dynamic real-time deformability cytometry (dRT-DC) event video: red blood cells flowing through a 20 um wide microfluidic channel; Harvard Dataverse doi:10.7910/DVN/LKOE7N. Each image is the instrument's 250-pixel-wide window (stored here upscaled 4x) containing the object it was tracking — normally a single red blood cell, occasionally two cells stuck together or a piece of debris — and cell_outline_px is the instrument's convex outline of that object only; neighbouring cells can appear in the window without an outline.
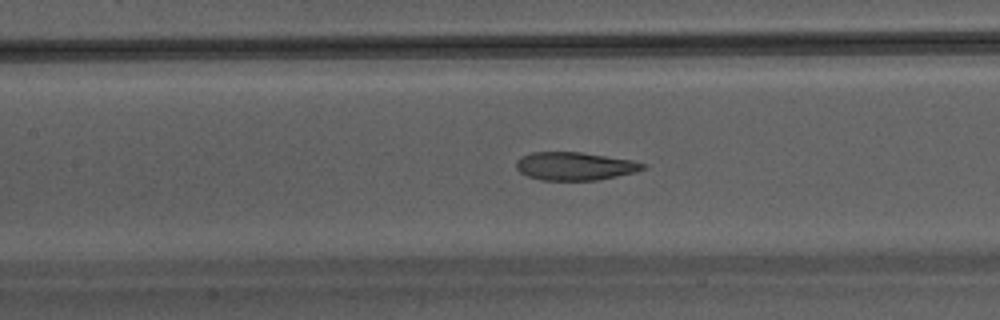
{"species": "Egyptian fruit bat (a non-hibernating species)", "species_latin": "Rousettus aegyptiacus", "temperature_condition": "warm", "stored_images_in_passage": 47, "segment_of_instrument_passage": [1, 2], "camera_frame_rate_fps": 3000, "um_per_image_px": 0.085, "animal": {"sex": "male"}, "frame": {"image": 1, "passage_image": 22, "time_ms": 7.0, "image_size_px": [1000, 320], "cell_outline_px": [[648, 168], [636, 172], [596, 180], [540, 180], [528, 176], [520, 172], [516, 168], [516, 160], [520, 156], [532, 152], [580, 152], [632, 160], [648, 164]], "centroid_in_image_um": [48.87, 14.12], "position_along_channel_um": 158.5, "area_um2": 20.87}}
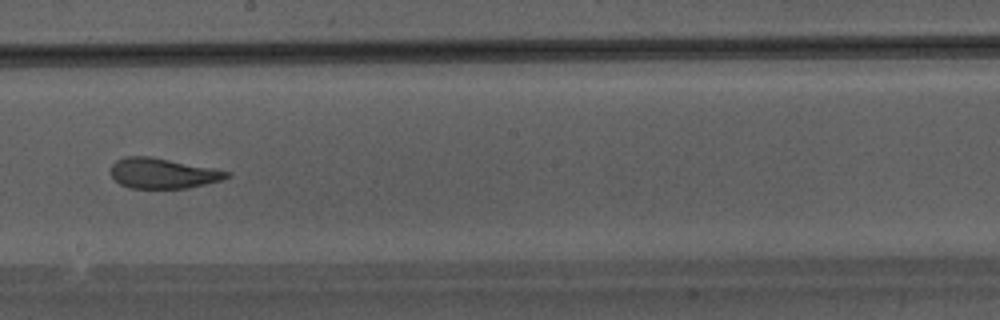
{"frame": {"image": 2, "passage_image": 27, "time_ms": 8.667, "image_size_px": [1000, 320], "cell_outline_px": [[232, 176], [220, 180], [188, 188], [128, 188], [120, 184], [108, 172], [112, 164], [116, 160], [124, 156], [152, 156], [228, 172]], "centroid_in_image_um": [13.75, 14.73], "position_along_channel_um": 234.5, "area_um2": 20.35}}
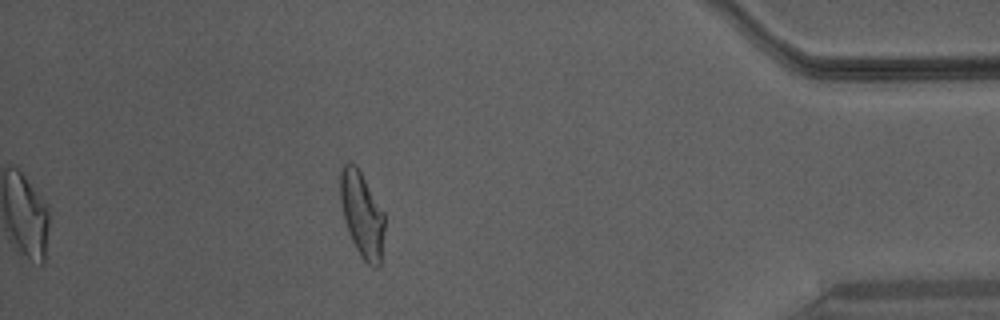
{"frame": {"image": 3, "passage_image": 41, "time_ms": 13.333, "image_size_px": [1000, 320], "cell_outline_px": [[384, 232], [380, 264], [376, 268], [372, 268], [360, 256], [352, 240], [344, 220], [340, 200], [340, 168], [348, 160], [356, 164], [384, 212]], "centroid_in_image_um": [30.76, 18.21], "position_along_channel_um": 404.4, "area_um2": 22.14}}